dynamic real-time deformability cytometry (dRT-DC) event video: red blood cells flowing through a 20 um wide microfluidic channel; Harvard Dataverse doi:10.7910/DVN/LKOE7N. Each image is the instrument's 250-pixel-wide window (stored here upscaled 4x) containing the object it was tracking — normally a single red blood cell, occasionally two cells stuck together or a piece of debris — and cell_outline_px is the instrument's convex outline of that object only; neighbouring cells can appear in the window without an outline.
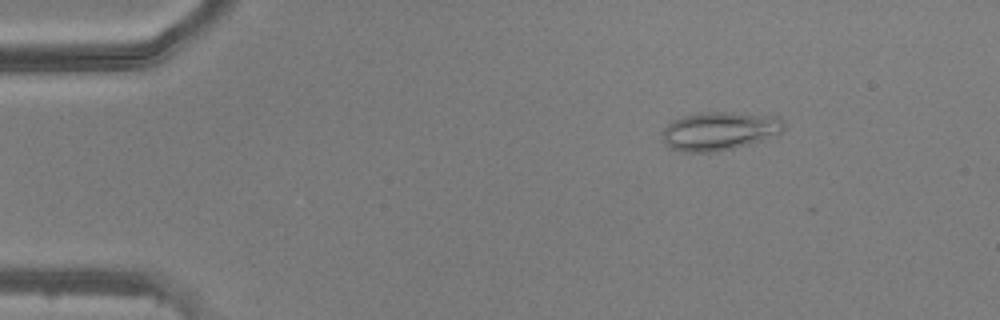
{"species": "common noctule bat (a hibernating species)", "species_latin": "Nyctalus noctula", "temperature_condition": "warm", "stored_images_in_passage": 7, "camera_frame_rate_fps": 3000, "um_per_image_px": 0.085, "animal": {"sex": "male", "body_mass_g": 20.5, "forearm_length_mm": 52.5}, "frame": {"image": 1, "passage_image": 2, "time_ms": 0.333, "image_size_px": [1000, 320], "cell_outline_px": [[784, 128], [780, 132], [760, 140], [748, 144], [716, 152], [684, 152], [672, 148], [664, 144], [664, 128], [672, 120], [684, 116], [700, 112], [732, 112], [776, 116], [784, 124]], "centroid_in_image_um": [61.11, 11.13], "position_along_channel_um": 23.9, "area_um2": 26.88}}